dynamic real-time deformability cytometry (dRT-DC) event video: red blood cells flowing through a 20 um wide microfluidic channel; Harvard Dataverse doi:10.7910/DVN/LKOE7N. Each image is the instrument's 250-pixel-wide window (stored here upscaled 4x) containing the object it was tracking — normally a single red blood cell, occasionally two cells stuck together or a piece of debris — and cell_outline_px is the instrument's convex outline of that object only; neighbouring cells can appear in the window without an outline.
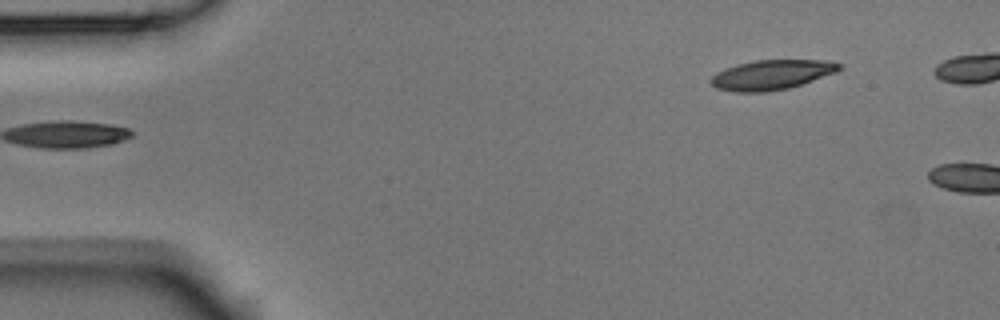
{"species": "Egyptian fruit bat (a non-hibernating species)", "species_latin": "Rousettus aegyptiacus", "temperature_condition": "room temperature", "stored_images_in_passage": 4, "camera_frame_rate_fps": 3000, "um_per_image_px": 0.085, "animal": {"sex": "male"}, "frame": {"image": 1, "passage_image": 4, "time_ms": 1.0, "image_size_px": [1000, 320], "cell_outline_px": [[844, 68], [836, 72], [788, 88], [768, 92], [736, 92], [716, 88], [712, 84], [712, 76], [716, 72], [724, 68], [736, 64], [756, 60], [828, 60], [844, 64]], "centroid_in_image_um": [65.61, 6.34], "position_along_channel_um": 19.4, "area_um2": 22.31}}